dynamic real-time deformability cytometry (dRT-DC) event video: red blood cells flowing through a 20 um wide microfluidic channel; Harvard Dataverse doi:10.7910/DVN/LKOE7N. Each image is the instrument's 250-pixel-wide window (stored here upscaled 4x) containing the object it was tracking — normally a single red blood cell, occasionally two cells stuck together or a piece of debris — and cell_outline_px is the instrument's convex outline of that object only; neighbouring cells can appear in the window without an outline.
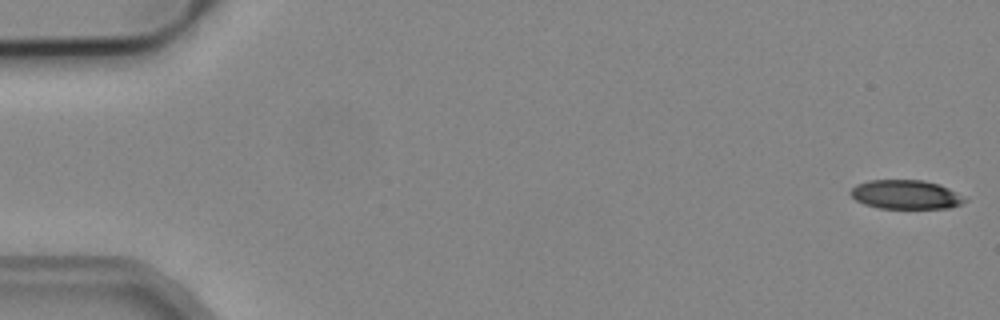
{"species": "common noctule bat (a hibernating species)", "species_latin": "Nyctalus noctula", "temperature_condition": "cold", "stored_images_in_passage": 5, "camera_frame_rate_fps": 3000, "um_per_image_px": 0.085, "animal": {"sex": "male", "body_mass_g": 19.2, "forearm_length_mm": 51.8}, "frame": {"image": 1, "passage_image": 1, "time_ms": 0.0, "image_size_px": [1000, 320], "cell_outline_px": [[968, 200], [960, 204], [948, 208], [880, 208], [864, 204], [856, 200], [848, 192], [856, 184], [868, 180], [924, 180], [940, 184], [948, 188]], "centroid_in_image_um": [76.95, 16.53], "position_along_channel_um": 8.0, "area_um2": 19.25}}
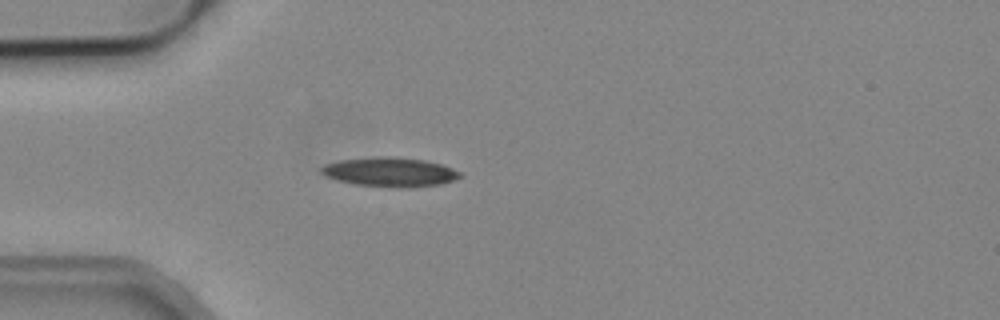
{"frame": {"image": 2, "passage_image": 5, "time_ms": 1.333, "image_size_px": [1000, 320], "cell_outline_px": [[460, 176], [452, 180], [440, 184], [408, 188], [400, 188], [356, 184], [336, 180], [324, 176], [320, 172], [320, 168], [324, 164], [340, 160], [380, 156], [392, 156], [424, 160], [440, 164], [452, 168], [460, 172]], "centroid_in_image_um": [33.09, 14.62], "position_along_channel_um": 51.9, "area_um2": 23.64}}